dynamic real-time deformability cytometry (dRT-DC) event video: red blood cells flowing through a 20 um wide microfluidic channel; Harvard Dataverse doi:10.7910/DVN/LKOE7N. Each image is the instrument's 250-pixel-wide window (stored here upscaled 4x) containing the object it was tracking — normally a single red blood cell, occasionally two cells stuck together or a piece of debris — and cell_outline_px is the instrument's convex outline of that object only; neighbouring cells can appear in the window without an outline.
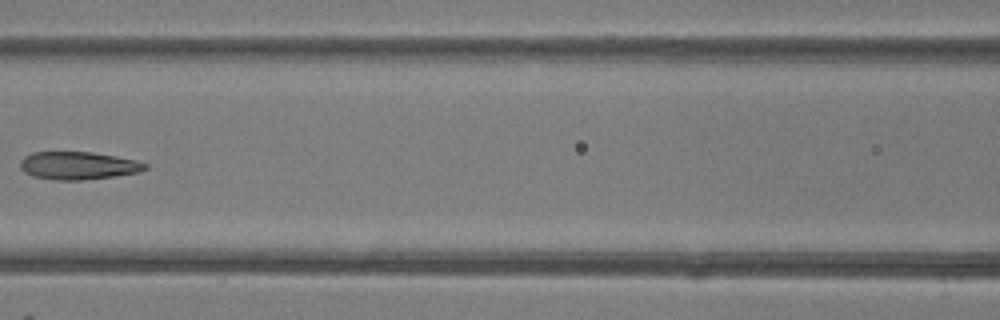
{"species": "common noctule bat (a hibernating species)", "species_latin": "Nyctalus noctula", "temperature_condition": "room temperature", "stored_images_in_passage": 7, "camera_frame_rate_fps": 3000, "um_per_image_px": 0.085, "animal": {"sex": "female"}, "frame": {"image": 1, "passage_image": 6, "time_ms": 5.667, "image_size_px": [1000, 320], "cell_outline_px": [[148, 168], [140, 172], [84, 180], [52, 180], [32, 176], [24, 172], [20, 168], [20, 160], [24, 156], [32, 152], [92, 152], [116, 156], [136, 160], [148, 164]], "centroid_in_image_um": [6.63, 14.07], "position_along_channel_um": 160.0, "area_um2": 20.4}}
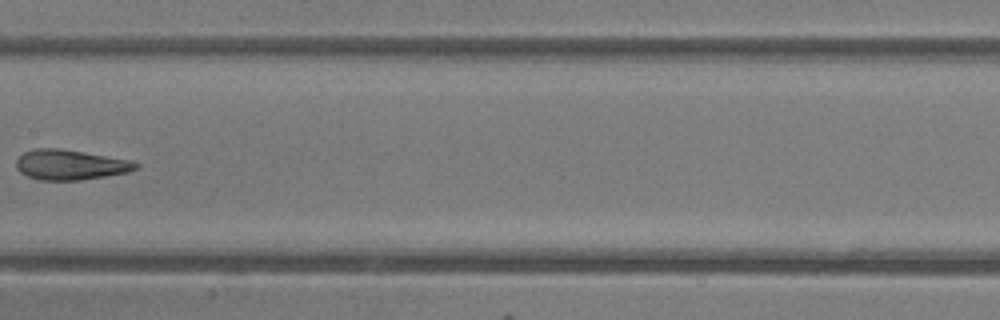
{"frame": {"image": 2, "passage_image": 7, "time_ms": 6.667, "image_size_px": [1000, 320], "cell_outline_px": [[140, 164], [136, 168], [128, 172], [80, 180], [40, 180], [28, 176], [20, 172], [16, 168], [16, 160], [24, 152], [32, 148], [60, 148], [132, 160]], "centroid_in_image_um": [5.96, 13.99], "position_along_channel_um": 201.4, "area_um2": 20.98}}